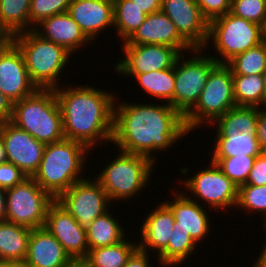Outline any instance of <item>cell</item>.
I'll return each instance as SVG.
<instances>
[{"label": "cell", "mask_w": 266, "mask_h": 267, "mask_svg": "<svg viewBox=\"0 0 266 267\" xmlns=\"http://www.w3.org/2000/svg\"><path fill=\"white\" fill-rule=\"evenodd\" d=\"M127 237L114 245L90 249L86 258L94 267H124L138 248V240L132 239L131 242Z\"/></svg>", "instance_id": "31"}, {"label": "cell", "mask_w": 266, "mask_h": 267, "mask_svg": "<svg viewBox=\"0 0 266 267\" xmlns=\"http://www.w3.org/2000/svg\"><path fill=\"white\" fill-rule=\"evenodd\" d=\"M0 135L5 144L7 161L20 168L27 177H32L41 163L45 144L11 121L0 122Z\"/></svg>", "instance_id": "16"}, {"label": "cell", "mask_w": 266, "mask_h": 267, "mask_svg": "<svg viewBox=\"0 0 266 267\" xmlns=\"http://www.w3.org/2000/svg\"><path fill=\"white\" fill-rule=\"evenodd\" d=\"M115 97L113 138L114 150L143 155L158 163L162 152L189 135L184 117L168 103L127 102ZM118 102V103H117ZM154 102V103H153ZM157 152H161L160 154ZM158 154V155H157ZM158 158V159H157Z\"/></svg>", "instance_id": "1"}, {"label": "cell", "mask_w": 266, "mask_h": 267, "mask_svg": "<svg viewBox=\"0 0 266 267\" xmlns=\"http://www.w3.org/2000/svg\"><path fill=\"white\" fill-rule=\"evenodd\" d=\"M227 65L232 75H263L266 70V40L236 55Z\"/></svg>", "instance_id": "33"}, {"label": "cell", "mask_w": 266, "mask_h": 267, "mask_svg": "<svg viewBox=\"0 0 266 267\" xmlns=\"http://www.w3.org/2000/svg\"><path fill=\"white\" fill-rule=\"evenodd\" d=\"M11 122L46 144L65 139L60 107L54 89H37L13 103Z\"/></svg>", "instance_id": "7"}, {"label": "cell", "mask_w": 266, "mask_h": 267, "mask_svg": "<svg viewBox=\"0 0 266 267\" xmlns=\"http://www.w3.org/2000/svg\"><path fill=\"white\" fill-rule=\"evenodd\" d=\"M264 40H266V25L264 26Z\"/></svg>", "instance_id": "51"}, {"label": "cell", "mask_w": 266, "mask_h": 267, "mask_svg": "<svg viewBox=\"0 0 266 267\" xmlns=\"http://www.w3.org/2000/svg\"><path fill=\"white\" fill-rule=\"evenodd\" d=\"M10 40L21 51L29 77L37 88L55 89L62 85L60 76L64 78L61 74L66 75V65L73 57L69 51L41 38L33 30L16 34Z\"/></svg>", "instance_id": "6"}, {"label": "cell", "mask_w": 266, "mask_h": 267, "mask_svg": "<svg viewBox=\"0 0 266 267\" xmlns=\"http://www.w3.org/2000/svg\"><path fill=\"white\" fill-rule=\"evenodd\" d=\"M33 31L41 38L63 46L72 55L89 44L93 45L68 12L42 20Z\"/></svg>", "instance_id": "23"}, {"label": "cell", "mask_w": 266, "mask_h": 267, "mask_svg": "<svg viewBox=\"0 0 266 267\" xmlns=\"http://www.w3.org/2000/svg\"><path fill=\"white\" fill-rule=\"evenodd\" d=\"M198 170L197 173L194 170V174L190 176L188 171L191 170L188 166H181L179 172L184 177L181 175V178L178 177L177 180V185L180 183V185L185 187L181 191L199 204L202 205L204 203L205 206L207 205L206 207L210 208V211L214 210L213 212L220 213L222 210L221 212L225 211L226 215L227 211L233 210L234 212L238 200V186L211 160L207 167L205 166L202 170Z\"/></svg>", "instance_id": "8"}, {"label": "cell", "mask_w": 266, "mask_h": 267, "mask_svg": "<svg viewBox=\"0 0 266 267\" xmlns=\"http://www.w3.org/2000/svg\"><path fill=\"white\" fill-rule=\"evenodd\" d=\"M256 136L260 148L266 152V108H259Z\"/></svg>", "instance_id": "42"}, {"label": "cell", "mask_w": 266, "mask_h": 267, "mask_svg": "<svg viewBox=\"0 0 266 267\" xmlns=\"http://www.w3.org/2000/svg\"><path fill=\"white\" fill-rule=\"evenodd\" d=\"M133 79L136 84L148 94L151 101L168 103L172 106V98L175 89L174 67L137 74ZM154 98V100L152 99ZM156 98V99H155Z\"/></svg>", "instance_id": "28"}, {"label": "cell", "mask_w": 266, "mask_h": 267, "mask_svg": "<svg viewBox=\"0 0 266 267\" xmlns=\"http://www.w3.org/2000/svg\"><path fill=\"white\" fill-rule=\"evenodd\" d=\"M145 14L131 0H113L114 31L120 43L127 41L145 21Z\"/></svg>", "instance_id": "30"}, {"label": "cell", "mask_w": 266, "mask_h": 267, "mask_svg": "<svg viewBox=\"0 0 266 267\" xmlns=\"http://www.w3.org/2000/svg\"><path fill=\"white\" fill-rule=\"evenodd\" d=\"M66 267H94L87 258H71Z\"/></svg>", "instance_id": "45"}, {"label": "cell", "mask_w": 266, "mask_h": 267, "mask_svg": "<svg viewBox=\"0 0 266 267\" xmlns=\"http://www.w3.org/2000/svg\"><path fill=\"white\" fill-rule=\"evenodd\" d=\"M232 78L236 105L262 108L263 75H232Z\"/></svg>", "instance_id": "32"}, {"label": "cell", "mask_w": 266, "mask_h": 267, "mask_svg": "<svg viewBox=\"0 0 266 267\" xmlns=\"http://www.w3.org/2000/svg\"><path fill=\"white\" fill-rule=\"evenodd\" d=\"M263 41L264 29L261 25L228 12L209 22V37L204 52H207V47L213 46L212 49H208V51L215 49L213 51L215 53L211 57L218 64H227L236 55L259 45Z\"/></svg>", "instance_id": "9"}, {"label": "cell", "mask_w": 266, "mask_h": 267, "mask_svg": "<svg viewBox=\"0 0 266 267\" xmlns=\"http://www.w3.org/2000/svg\"><path fill=\"white\" fill-rule=\"evenodd\" d=\"M6 161H7V156H6L5 144L0 135V163L6 162Z\"/></svg>", "instance_id": "49"}, {"label": "cell", "mask_w": 266, "mask_h": 267, "mask_svg": "<svg viewBox=\"0 0 266 267\" xmlns=\"http://www.w3.org/2000/svg\"><path fill=\"white\" fill-rule=\"evenodd\" d=\"M45 227L71 258H86L89 251L86 228L56 201L47 210Z\"/></svg>", "instance_id": "19"}, {"label": "cell", "mask_w": 266, "mask_h": 267, "mask_svg": "<svg viewBox=\"0 0 266 267\" xmlns=\"http://www.w3.org/2000/svg\"><path fill=\"white\" fill-rule=\"evenodd\" d=\"M31 0H0V35L10 39L30 30Z\"/></svg>", "instance_id": "26"}, {"label": "cell", "mask_w": 266, "mask_h": 267, "mask_svg": "<svg viewBox=\"0 0 266 267\" xmlns=\"http://www.w3.org/2000/svg\"><path fill=\"white\" fill-rule=\"evenodd\" d=\"M71 257L59 241L46 229H31L26 267H66Z\"/></svg>", "instance_id": "24"}, {"label": "cell", "mask_w": 266, "mask_h": 267, "mask_svg": "<svg viewBox=\"0 0 266 267\" xmlns=\"http://www.w3.org/2000/svg\"><path fill=\"white\" fill-rule=\"evenodd\" d=\"M124 56L114 65L115 73L129 79L137 74L159 71L174 67L176 60L182 54L178 49L165 45H122Z\"/></svg>", "instance_id": "14"}, {"label": "cell", "mask_w": 266, "mask_h": 267, "mask_svg": "<svg viewBox=\"0 0 266 267\" xmlns=\"http://www.w3.org/2000/svg\"><path fill=\"white\" fill-rule=\"evenodd\" d=\"M27 175L11 162L0 163V188L7 190L22 183Z\"/></svg>", "instance_id": "38"}, {"label": "cell", "mask_w": 266, "mask_h": 267, "mask_svg": "<svg viewBox=\"0 0 266 267\" xmlns=\"http://www.w3.org/2000/svg\"><path fill=\"white\" fill-rule=\"evenodd\" d=\"M264 239H266V236ZM263 245L264 244H262V249H260L261 251L257 253L259 256L255 257V261L253 260L256 267H266V244L264 246Z\"/></svg>", "instance_id": "46"}, {"label": "cell", "mask_w": 266, "mask_h": 267, "mask_svg": "<svg viewBox=\"0 0 266 267\" xmlns=\"http://www.w3.org/2000/svg\"><path fill=\"white\" fill-rule=\"evenodd\" d=\"M0 221H6V190L0 188Z\"/></svg>", "instance_id": "47"}, {"label": "cell", "mask_w": 266, "mask_h": 267, "mask_svg": "<svg viewBox=\"0 0 266 267\" xmlns=\"http://www.w3.org/2000/svg\"><path fill=\"white\" fill-rule=\"evenodd\" d=\"M4 40V38L0 35V41Z\"/></svg>", "instance_id": "53"}, {"label": "cell", "mask_w": 266, "mask_h": 267, "mask_svg": "<svg viewBox=\"0 0 266 267\" xmlns=\"http://www.w3.org/2000/svg\"><path fill=\"white\" fill-rule=\"evenodd\" d=\"M199 246L201 245H198L188 232L173 228L167 247L156 257V264L180 267L181 264L192 260V255L197 252Z\"/></svg>", "instance_id": "29"}, {"label": "cell", "mask_w": 266, "mask_h": 267, "mask_svg": "<svg viewBox=\"0 0 266 267\" xmlns=\"http://www.w3.org/2000/svg\"><path fill=\"white\" fill-rule=\"evenodd\" d=\"M237 210H244L248 215L252 212L262 220V233L266 234V185L256 186L243 184L238 187ZM263 218V219H262ZM264 221V222H263Z\"/></svg>", "instance_id": "34"}, {"label": "cell", "mask_w": 266, "mask_h": 267, "mask_svg": "<svg viewBox=\"0 0 266 267\" xmlns=\"http://www.w3.org/2000/svg\"><path fill=\"white\" fill-rule=\"evenodd\" d=\"M0 267H26V265L19 260H0Z\"/></svg>", "instance_id": "48"}, {"label": "cell", "mask_w": 266, "mask_h": 267, "mask_svg": "<svg viewBox=\"0 0 266 267\" xmlns=\"http://www.w3.org/2000/svg\"><path fill=\"white\" fill-rule=\"evenodd\" d=\"M66 83L54 89L65 139L80 142L93 151L100 144L109 146L113 138L116 93L97 89L93 84L69 86Z\"/></svg>", "instance_id": "2"}, {"label": "cell", "mask_w": 266, "mask_h": 267, "mask_svg": "<svg viewBox=\"0 0 266 267\" xmlns=\"http://www.w3.org/2000/svg\"><path fill=\"white\" fill-rule=\"evenodd\" d=\"M116 151L119 153L116 158L107 160V164H100L104 168L100 167V173L96 172L94 176L113 205L130 202L129 200L134 198L136 200L137 196H140L139 193H144L146 186L151 184V174L155 173L153 171L156 169V164L146 156Z\"/></svg>", "instance_id": "4"}, {"label": "cell", "mask_w": 266, "mask_h": 267, "mask_svg": "<svg viewBox=\"0 0 266 267\" xmlns=\"http://www.w3.org/2000/svg\"><path fill=\"white\" fill-rule=\"evenodd\" d=\"M147 214L139 225L138 248L148 253L151 250L154 257H157L168 245L175 219L171 209L163 201Z\"/></svg>", "instance_id": "22"}, {"label": "cell", "mask_w": 266, "mask_h": 267, "mask_svg": "<svg viewBox=\"0 0 266 267\" xmlns=\"http://www.w3.org/2000/svg\"><path fill=\"white\" fill-rule=\"evenodd\" d=\"M234 106L232 70L227 64H217L211 70L198 102L184 116L186 130L192 133L203 125L209 126Z\"/></svg>", "instance_id": "10"}, {"label": "cell", "mask_w": 266, "mask_h": 267, "mask_svg": "<svg viewBox=\"0 0 266 267\" xmlns=\"http://www.w3.org/2000/svg\"><path fill=\"white\" fill-rule=\"evenodd\" d=\"M71 0H31L30 30L42 20L68 11Z\"/></svg>", "instance_id": "37"}, {"label": "cell", "mask_w": 266, "mask_h": 267, "mask_svg": "<svg viewBox=\"0 0 266 267\" xmlns=\"http://www.w3.org/2000/svg\"><path fill=\"white\" fill-rule=\"evenodd\" d=\"M203 51V48H194L187 56L188 53H182L174 65L175 89L172 107L183 117L198 102L211 70L218 64Z\"/></svg>", "instance_id": "11"}, {"label": "cell", "mask_w": 266, "mask_h": 267, "mask_svg": "<svg viewBox=\"0 0 266 267\" xmlns=\"http://www.w3.org/2000/svg\"><path fill=\"white\" fill-rule=\"evenodd\" d=\"M238 187L245 184L257 156L210 157Z\"/></svg>", "instance_id": "35"}, {"label": "cell", "mask_w": 266, "mask_h": 267, "mask_svg": "<svg viewBox=\"0 0 266 267\" xmlns=\"http://www.w3.org/2000/svg\"><path fill=\"white\" fill-rule=\"evenodd\" d=\"M230 13L261 25H266V4L264 0H231Z\"/></svg>", "instance_id": "36"}, {"label": "cell", "mask_w": 266, "mask_h": 267, "mask_svg": "<svg viewBox=\"0 0 266 267\" xmlns=\"http://www.w3.org/2000/svg\"><path fill=\"white\" fill-rule=\"evenodd\" d=\"M245 184L263 186L266 185V152L257 156Z\"/></svg>", "instance_id": "40"}, {"label": "cell", "mask_w": 266, "mask_h": 267, "mask_svg": "<svg viewBox=\"0 0 266 267\" xmlns=\"http://www.w3.org/2000/svg\"><path fill=\"white\" fill-rule=\"evenodd\" d=\"M55 199L32 178L6 190V221L30 229L44 227Z\"/></svg>", "instance_id": "12"}, {"label": "cell", "mask_w": 266, "mask_h": 267, "mask_svg": "<svg viewBox=\"0 0 266 267\" xmlns=\"http://www.w3.org/2000/svg\"><path fill=\"white\" fill-rule=\"evenodd\" d=\"M157 267H160V265H157ZM161 267H177V266H166V265L163 266V265H162Z\"/></svg>", "instance_id": "52"}, {"label": "cell", "mask_w": 266, "mask_h": 267, "mask_svg": "<svg viewBox=\"0 0 266 267\" xmlns=\"http://www.w3.org/2000/svg\"><path fill=\"white\" fill-rule=\"evenodd\" d=\"M258 114V107L236 105L206 126L216 135L209 157L259 156L263 151L256 136Z\"/></svg>", "instance_id": "5"}, {"label": "cell", "mask_w": 266, "mask_h": 267, "mask_svg": "<svg viewBox=\"0 0 266 267\" xmlns=\"http://www.w3.org/2000/svg\"><path fill=\"white\" fill-rule=\"evenodd\" d=\"M67 12L93 43L114 28L113 0H71Z\"/></svg>", "instance_id": "21"}, {"label": "cell", "mask_w": 266, "mask_h": 267, "mask_svg": "<svg viewBox=\"0 0 266 267\" xmlns=\"http://www.w3.org/2000/svg\"><path fill=\"white\" fill-rule=\"evenodd\" d=\"M202 15L210 22L230 12L231 0H196Z\"/></svg>", "instance_id": "39"}, {"label": "cell", "mask_w": 266, "mask_h": 267, "mask_svg": "<svg viewBox=\"0 0 266 267\" xmlns=\"http://www.w3.org/2000/svg\"><path fill=\"white\" fill-rule=\"evenodd\" d=\"M173 190V191H172ZM172 198L171 200L166 198L163 202L171 209L175 225L174 229L183 230L188 232L191 238L199 245L200 242H205L212 231L211 217L209 214L210 209H207L204 205L187 197L181 189L177 191V188L173 186L171 188ZM210 218V219H209Z\"/></svg>", "instance_id": "18"}, {"label": "cell", "mask_w": 266, "mask_h": 267, "mask_svg": "<svg viewBox=\"0 0 266 267\" xmlns=\"http://www.w3.org/2000/svg\"><path fill=\"white\" fill-rule=\"evenodd\" d=\"M139 7L145 14L149 15L151 13L161 10L162 0H131Z\"/></svg>", "instance_id": "44"}, {"label": "cell", "mask_w": 266, "mask_h": 267, "mask_svg": "<svg viewBox=\"0 0 266 267\" xmlns=\"http://www.w3.org/2000/svg\"><path fill=\"white\" fill-rule=\"evenodd\" d=\"M31 229L0 221V260L25 261Z\"/></svg>", "instance_id": "27"}, {"label": "cell", "mask_w": 266, "mask_h": 267, "mask_svg": "<svg viewBox=\"0 0 266 267\" xmlns=\"http://www.w3.org/2000/svg\"><path fill=\"white\" fill-rule=\"evenodd\" d=\"M91 175L93 178L88 176L76 182L55 199L83 227L113 206L101 184L94 179V174Z\"/></svg>", "instance_id": "13"}, {"label": "cell", "mask_w": 266, "mask_h": 267, "mask_svg": "<svg viewBox=\"0 0 266 267\" xmlns=\"http://www.w3.org/2000/svg\"><path fill=\"white\" fill-rule=\"evenodd\" d=\"M13 103L0 91V122L11 121Z\"/></svg>", "instance_id": "43"}, {"label": "cell", "mask_w": 266, "mask_h": 267, "mask_svg": "<svg viewBox=\"0 0 266 267\" xmlns=\"http://www.w3.org/2000/svg\"><path fill=\"white\" fill-rule=\"evenodd\" d=\"M161 11L193 48H205L209 37V21L202 15L196 0H162Z\"/></svg>", "instance_id": "17"}, {"label": "cell", "mask_w": 266, "mask_h": 267, "mask_svg": "<svg viewBox=\"0 0 266 267\" xmlns=\"http://www.w3.org/2000/svg\"><path fill=\"white\" fill-rule=\"evenodd\" d=\"M153 255L154 254L152 253H148L137 248L128 258L124 267H154L155 261L153 260V263H151V257Z\"/></svg>", "instance_id": "41"}, {"label": "cell", "mask_w": 266, "mask_h": 267, "mask_svg": "<svg viewBox=\"0 0 266 267\" xmlns=\"http://www.w3.org/2000/svg\"><path fill=\"white\" fill-rule=\"evenodd\" d=\"M263 79H264V91L262 97V108H266V70L263 74Z\"/></svg>", "instance_id": "50"}, {"label": "cell", "mask_w": 266, "mask_h": 267, "mask_svg": "<svg viewBox=\"0 0 266 267\" xmlns=\"http://www.w3.org/2000/svg\"><path fill=\"white\" fill-rule=\"evenodd\" d=\"M165 45L187 53L194 48L179 34L175 24L160 11L146 16L145 21L121 45Z\"/></svg>", "instance_id": "20"}, {"label": "cell", "mask_w": 266, "mask_h": 267, "mask_svg": "<svg viewBox=\"0 0 266 267\" xmlns=\"http://www.w3.org/2000/svg\"><path fill=\"white\" fill-rule=\"evenodd\" d=\"M113 214L109 210L85 227L89 250L117 244L129 235L122 226L123 221L119 222V216Z\"/></svg>", "instance_id": "25"}, {"label": "cell", "mask_w": 266, "mask_h": 267, "mask_svg": "<svg viewBox=\"0 0 266 267\" xmlns=\"http://www.w3.org/2000/svg\"><path fill=\"white\" fill-rule=\"evenodd\" d=\"M37 89L29 77L19 48L10 39L0 41V91L15 103Z\"/></svg>", "instance_id": "15"}, {"label": "cell", "mask_w": 266, "mask_h": 267, "mask_svg": "<svg viewBox=\"0 0 266 267\" xmlns=\"http://www.w3.org/2000/svg\"><path fill=\"white\" fill-rule=\"evenodd\" d=\"M89 151L84 144L68 139L46 144L41 163L32 178L56 199L70 186L89 176V173L84 175L86 161L90 160L87 158L91 154Z\"/></svg>", "instance_id": "3"}]
</instances>
